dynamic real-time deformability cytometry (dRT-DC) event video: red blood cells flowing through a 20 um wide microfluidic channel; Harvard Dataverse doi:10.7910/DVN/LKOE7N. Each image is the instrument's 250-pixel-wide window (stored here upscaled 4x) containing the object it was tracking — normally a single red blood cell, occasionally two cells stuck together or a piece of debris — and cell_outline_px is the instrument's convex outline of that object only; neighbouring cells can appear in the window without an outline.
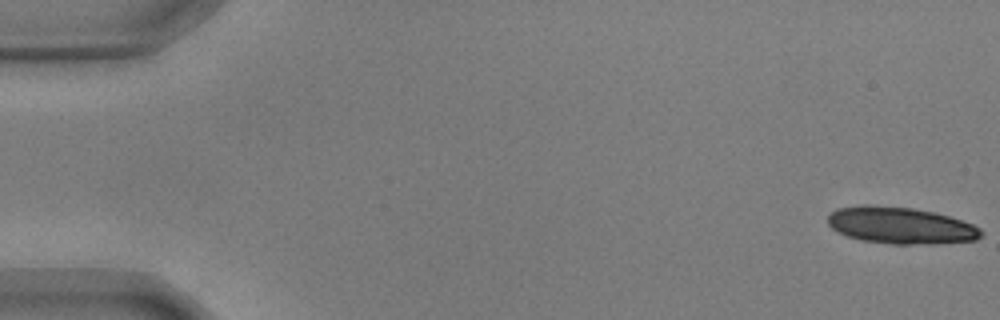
{"species": "common noctule bat (a hibernating species)", "species_latin": "Nyctalus noctula", "temperature_condition": "warm", "stored_images_in_passage": 56, "camera_frame_rate_fps": 3000, "um_per_image_px": 0.085, "animal": {"sex": "male", "body_mass_g": 17.9, "forearm_length_mm": 54.2}, "frame": {"image": 1, "passage_image": 1, "time_ms": 0.0, "image_size_px": [1000, 320], "cell_outline_px": [[984, 232], [976, 240], [936, 244], [892, 244], [860, 240], [848, 236], [832, 228], [828, 224], [828, 216], [836, 208], [864, 204], [872, 204], [912, 208], [936, 212], [972, 224], [980, 228]], "centroid_in_image_um": [76.55, 19.16], "position_along_channel_um": 8.4, "area_um2": 33.0}}
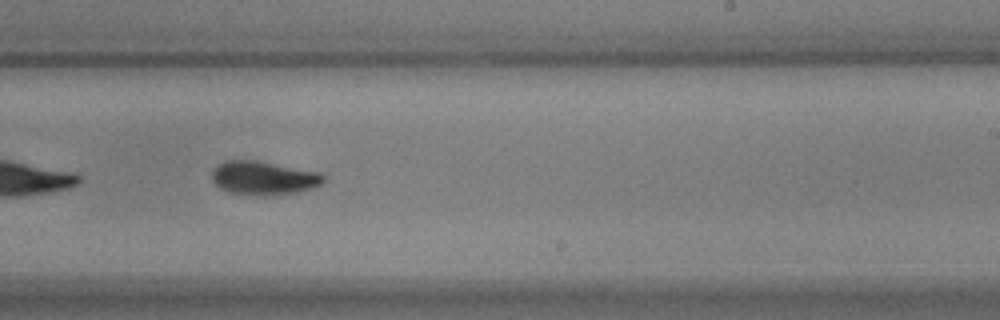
{"frame": {"image": 2, "passage_image": 35, "time_ms": 11.333, "image_size_px": [1000, 320], "cell_outline_px": [[324, 180], [316, 188], [296, 192], [264, 196], [228, 192], [220, 188], [212, 180], [212, 172], [224, 160], [256, 160], [320, 172], [324, 176]], "centroid_in_image_um": [22.42, 15.13], "position_along_channel_um": 266.6, "area_um2": 21.85}}
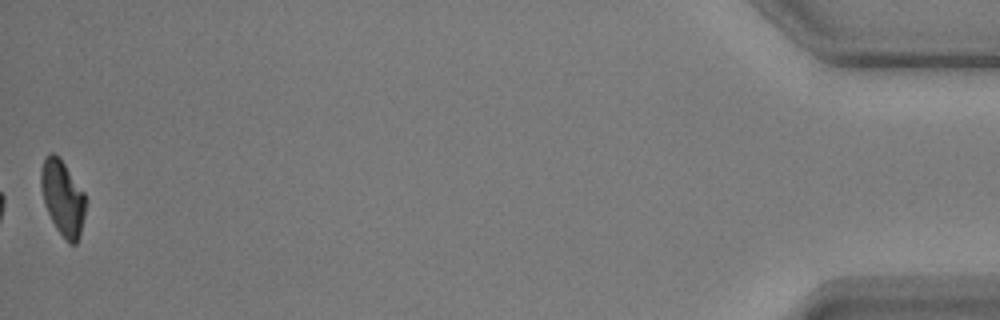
{"frame": {"image": 3, "passage_image": 56, "time_ms": 18.333, "image_size_px": [1000, 320], "cell_outline_px": [[84, 216], [80, 232], [76, 244], [68, 244], [56, 228], [48, 212], [44, 200], [40, 184], [40, 172], [44, 156], [48, 152], [52, 152], [60, 156], [84, 192]], "centroid_in_image_um": [5.3, 16.76], "position_along_channel_um": 429.9, "area_um2": 19.48}, "authors_computed_cell_mechanics": {"area_um2": 22.0796, "velocity_mm_per_s": 3.6339, "shape_relaxation_time_tau1_ms": 5.6533, "shape_relaxation_time_tau2_ms": 2.6698, "deformation_change_tau1": 0.1675, "deformation_change_tau2": 0.0601}}